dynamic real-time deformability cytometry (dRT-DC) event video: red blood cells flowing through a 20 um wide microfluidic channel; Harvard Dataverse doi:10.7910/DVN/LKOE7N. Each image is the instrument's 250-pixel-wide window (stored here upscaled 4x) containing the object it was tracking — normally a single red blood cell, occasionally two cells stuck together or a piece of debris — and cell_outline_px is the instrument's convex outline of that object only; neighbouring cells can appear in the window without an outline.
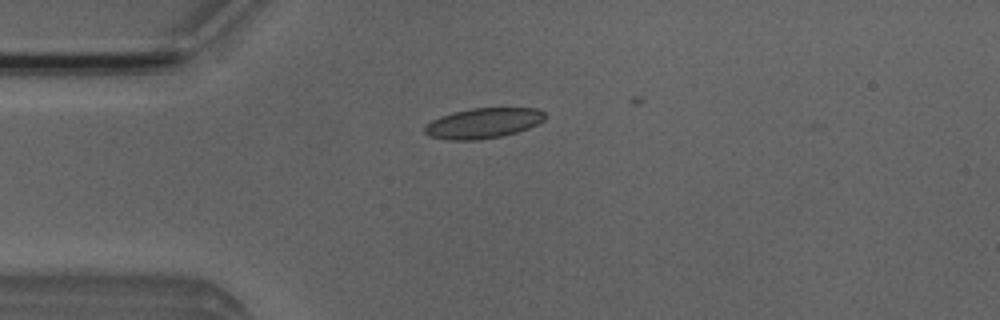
{"species": "Egyptian fruit bat (a non-hibernating species)", "species_latin": "Rousettus aegyptiacus", "temperature_condition": "room temperature", "stored_images_in_passage": 5, "camera_frame_rate_fps": 3000, "um_per_image_px": 0.085, "animal": {"sex": "male"}, "frame": {"image": 1, "passage_image": 3, "time_ms": 3.0, "image_size_px": [1000, 320], "cell_outline_px": [[548, 116], [544, 120], [528, 128], [504, 136], [480, 140], [448, 140], [428, 136], [424, 132], [424, 124], [440, 116], [452, 112], [472, 108], [536, 108], [544, 112]], "centroid_in_image_um": [41.05, 10.47], "position_along_channel_um": 44.0, "area_um2": 21.5}}